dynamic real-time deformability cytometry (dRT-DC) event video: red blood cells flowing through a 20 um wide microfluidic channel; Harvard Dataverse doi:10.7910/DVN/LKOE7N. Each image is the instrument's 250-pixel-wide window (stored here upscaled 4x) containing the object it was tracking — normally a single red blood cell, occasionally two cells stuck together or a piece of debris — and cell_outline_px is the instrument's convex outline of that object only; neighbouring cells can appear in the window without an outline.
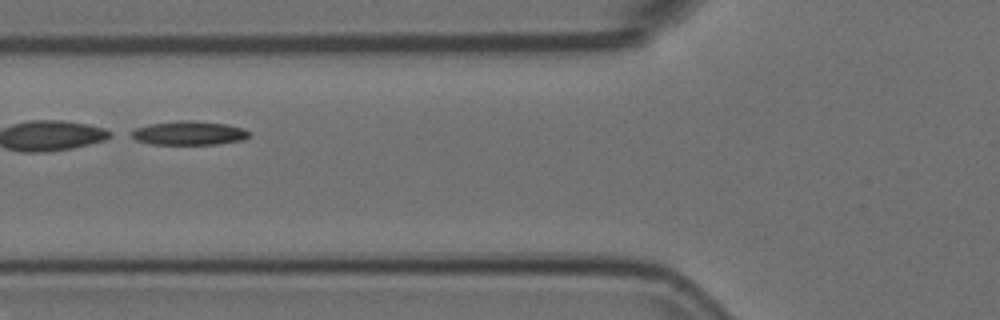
{"species": "Egyptian fruit bat (a non-hibernating species)", "species_latin": "Rousettus aegyptiacus", "temperature_condition": "room temperature", "stored_images_in_passage": 50, "segment_of_instrument_passage": [2, 2], "camera_frame_rate_fps": 3000, "um_per_image_px": 0.085, "animal": {"sex": "female"}, "frame": {"image": 1, "passage_image": 17, "time_ms": 5.333, "image_size_px": [1000, 320], "cell_outline_px": [[248, 136], [244, 140], [216, 144], [152, 144], [136, 140], [128, 136], [128, 132], [136, 128], [148, 124], [180, 120], [192, 120], [228, 124], [244, 128], [248, 132]], "centroid_in_image_um": [16.01, 11.3], "position_along_channel_um": 109.8, "area_um2": 16.59}}
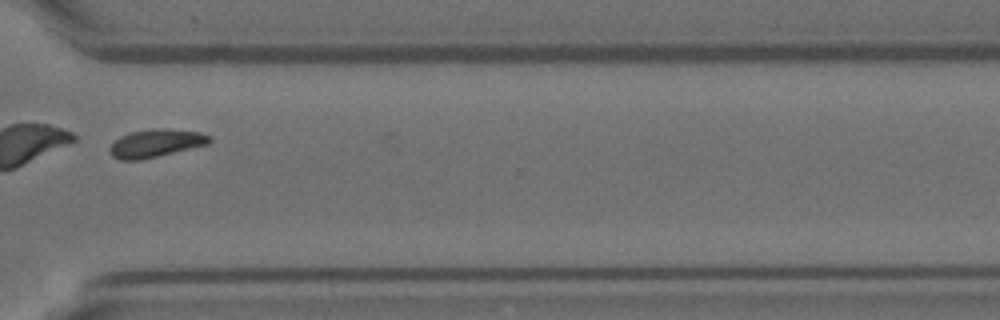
{"frame": {"image": 2, "passage_image": 37, "time_ms": 12.0, "image_size_px": [1000, 320], "cell_outline_px": [[212, 140], [208, 144], [140, 160], [120, 160], [112, 156], [108, 148], [120, 136], [132, 132], [156, 128], [164, 128], [200, 132], [212, 136]], "centroid_in_image_um": [13.25, 12.17], "position_along_channel_um": 357.3, "area_um2": 16.13}}